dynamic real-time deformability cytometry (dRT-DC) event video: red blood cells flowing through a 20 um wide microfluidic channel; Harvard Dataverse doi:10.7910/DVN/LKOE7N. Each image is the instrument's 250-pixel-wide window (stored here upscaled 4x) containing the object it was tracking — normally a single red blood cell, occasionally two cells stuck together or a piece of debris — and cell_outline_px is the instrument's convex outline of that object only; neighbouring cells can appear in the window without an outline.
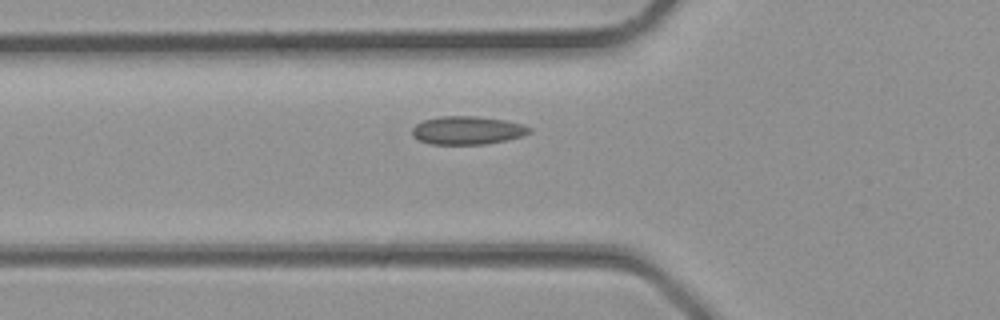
{"species": "common noctule bat (a hibernating species)", "species_latin": "Nyctalus noctula", "temperature_condition": "room temperature", "stored_images_in_passage": 25, "camera_frame_rate_fps": 3000, "um_per_image_px": 0.085, "animal": {"sex": "male", "body_mass_g": 23.1, "forearm_length_mm": 52.7}, "frame": {"image": 1, "passage_image": 7, "time_ms": 2.0, "image_size_px": [1000, 320], "cell_outline_px": [[532, 132], [524, 136], [484, 144], [428, 144], [412, 136], [412, 128], [416, 124], [424, 120], [440, 116], [476, 116], [504, 120], [520, 124], [532, 128]], "centroid_in_image_um": [39.71, 11.08], "position_along_channel_um": 86.1, "area_um2": 19.25}}
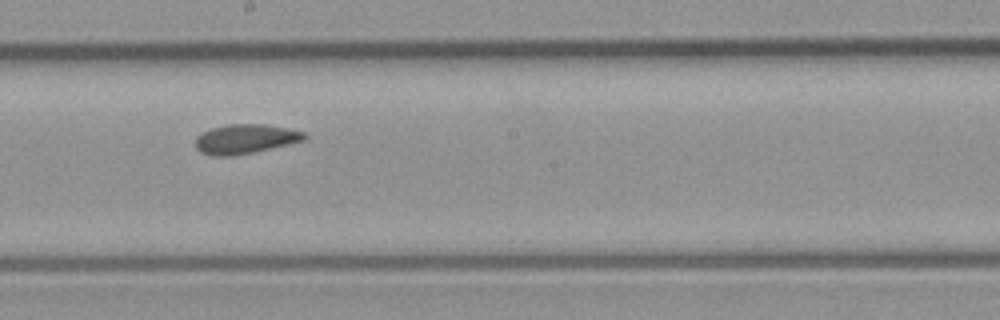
{"frame": {"image": 2, "passage_image": 14, "time_ms": 4.333, "image_size_px": [1000, 320], "cell_outline_px": [[308, 136], [304, 140], [288, 144], [252, 152], [232, 156], [212, 156], [200, 152], [196, 148], [196, 136], [212, 128], [228, 124], [264, 124], [304, 132]], "centroid_in_image_um": [20.82, 11.81], "position_along_channel_um": 227.4, "area_um2": 18.44}}
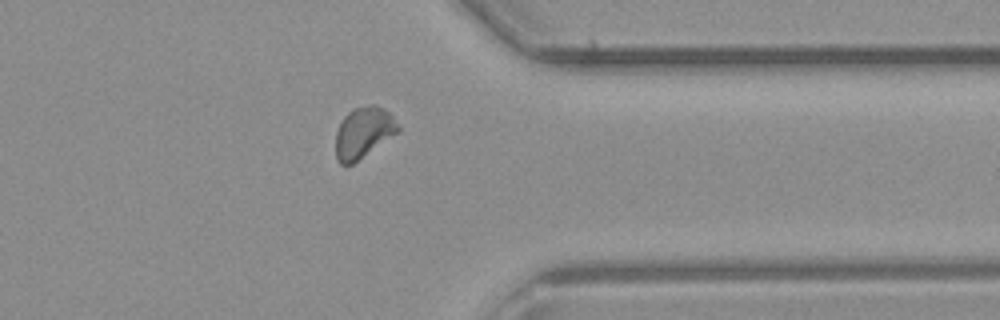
{"frame": {"image": 3, "passage_image": 22, "time_ms": 7.0, "image_size_px": [1000, 320], "cell_outline_px": [[400, 132], [352, 164], [344, 168], [336, 160], [336, 132], [344, 116], [352, 108], [372, 104], [384, 108], [400, 124]], "centroid_in_image_um": [30.9, 11.28], "position_along_channel_um": 380.5, "area_um2": 18.84}}